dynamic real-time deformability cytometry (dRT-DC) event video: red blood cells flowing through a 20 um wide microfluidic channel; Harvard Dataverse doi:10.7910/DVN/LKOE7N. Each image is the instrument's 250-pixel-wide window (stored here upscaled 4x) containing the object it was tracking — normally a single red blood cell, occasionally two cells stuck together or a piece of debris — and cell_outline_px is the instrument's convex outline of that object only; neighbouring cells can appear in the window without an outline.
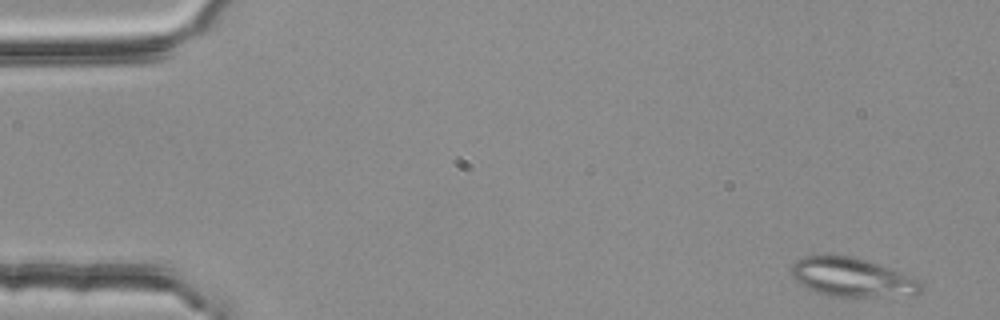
{"species": "common noctule bat (a hibernating species)", "species_latin": "Nyctalus noctula", "temperature_condition": "room temperature", "stored_images_in_passage": 4, "camera_frame_rate_fps": 3000, "um_per_image_px": 0.085, "animal": {"sex": "female", "body_mass_g": 25.1}, "frame": {"image": 1, "passage_image": 1, "time_ms": 0.0, "image_size_px": [1000, 320], "cell_outline_px": [[924, 288], [916, 296], [828, 296], [816, 292], [800, 284], [792, 276], [792, 268], [796, 260], [804, 256], [856, 256], [916, 276], [924, 284]], "centroid_in_image_um": [72.55, 23.58], "position_along_channel_um": 12.4, "area_um2": 29.82}}